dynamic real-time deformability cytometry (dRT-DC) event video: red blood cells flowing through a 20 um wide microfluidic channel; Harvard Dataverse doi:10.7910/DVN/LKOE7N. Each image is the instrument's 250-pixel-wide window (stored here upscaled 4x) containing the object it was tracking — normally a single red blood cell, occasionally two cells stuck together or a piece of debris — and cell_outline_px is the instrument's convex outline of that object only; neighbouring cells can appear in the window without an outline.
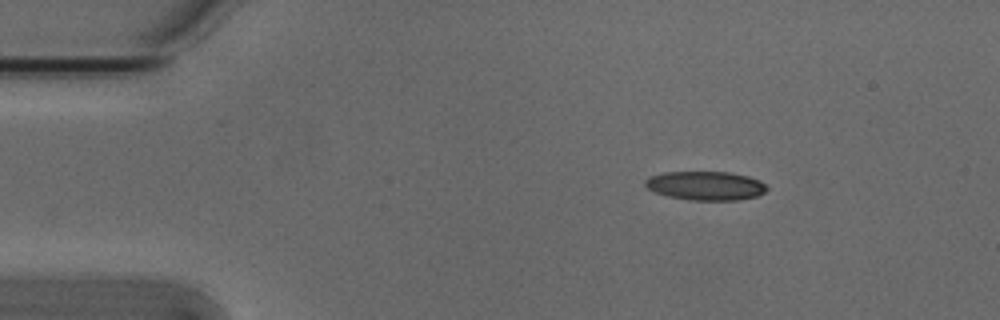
{"species": "Egyptian fruit bat (a non-hibernating species)", "species_latin": "Rousettus aegyptiacus", "temperature_condition": "cold", "stored_images_in_passage": 4, "camera_frame_rate_fps": 3000, "um_per_image_px": 0.085, "animal": {"sex": "male"}, "frame": {"image": 1, "passage_image": 1, "time_ms": 0.0, "image_size_px": [1000, 320], "cell_outline_px": [[768, 188], [764, 192], [756, 196], [740, 200], [688, 200], [668, 196], [656, 192], [648, 188], [644, 184], [644, 180], [648, 176], [664, 172], [728, 172], [748, 176], [760, 180]], "centroid_in_image_um": [59.96, 15.78], "position_along_channel_um": 25.0, "area_um2": 20.52}}